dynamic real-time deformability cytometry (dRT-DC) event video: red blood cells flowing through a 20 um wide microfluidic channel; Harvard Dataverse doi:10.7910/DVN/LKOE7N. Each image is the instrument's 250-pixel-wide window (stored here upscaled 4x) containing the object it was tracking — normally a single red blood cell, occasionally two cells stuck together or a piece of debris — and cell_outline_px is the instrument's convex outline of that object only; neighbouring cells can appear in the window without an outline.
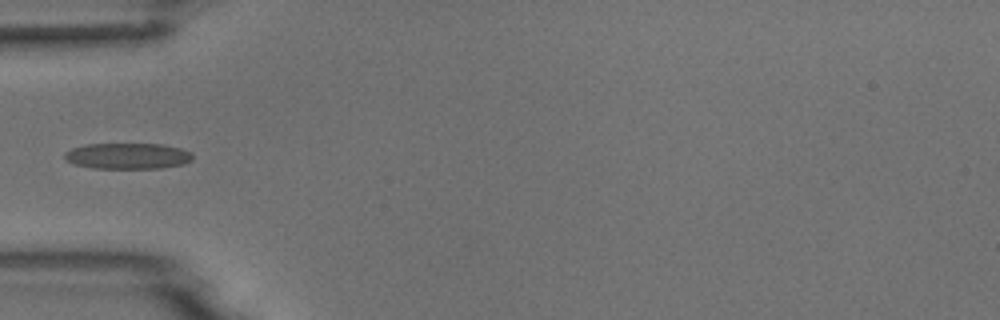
{"species": "common noctule bat (a hibernating species)", "species_latin": "Nyctalus noctula", "temperature_condition": "room temperature", "stored_images_in_passage": 5, "camera_frame_rate_fps": 3000, "um_per_image_px": 0.085, "animal": {"sex": "male", "body_mass_g": 18.8}, "frame": {"image": 1, "passage_image": 4, "time_ms": 4.333, "image_size_px": [1000, 320], "cell_outline_px": [[192, 160], [184, 164], [160, 168], [92, 168], [72, 164], [64, 160], [64, 152], [72, 148], [84, 144], [160, 144], [180, 148], [192, 152]], "centroid_in_image_um": [10.81, 13.26], "position_along_channel_um": 74.2, "area_um2": 19.54}}